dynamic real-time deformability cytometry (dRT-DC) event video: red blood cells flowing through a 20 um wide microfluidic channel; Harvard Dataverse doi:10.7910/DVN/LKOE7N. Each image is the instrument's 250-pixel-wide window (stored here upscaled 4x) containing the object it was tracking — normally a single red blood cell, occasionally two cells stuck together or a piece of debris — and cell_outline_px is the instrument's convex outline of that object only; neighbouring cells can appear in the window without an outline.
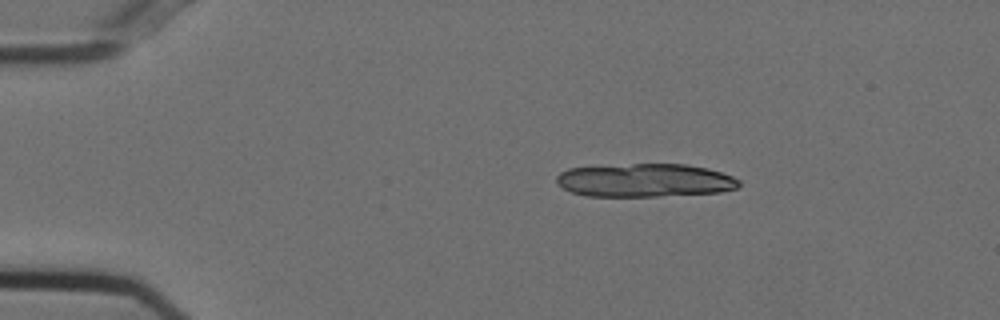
{"species": "Egyptian fruit bat (a non-hibernating species)", "species_latin": "Rousettus aegyptiacus", "temperature_condition": "cold", "stored_images_in_passage": 7, "camera_frame_rate_fps": 3000, "um_per_image_px": 0.085, "animal": {"sex": "female"}, "frame": {"image": 1, "passage_image": 1, "time_ms": 0.0, "image_size_px": [1000, 320], "cell_outline_px": [[740, 184], [736, 188], [720, 192], [656, 196], [588, 196], [572, 192], [556, 184], [556, 176], [560, 172], [568, 168], [632, 164], [688, 164], [708, 168], [732, 176], [740, 180]], "centroid_in_image_um": [54.81, 15.32], "position_along_channel_um": 30.2, "area_um2": 35.43}}